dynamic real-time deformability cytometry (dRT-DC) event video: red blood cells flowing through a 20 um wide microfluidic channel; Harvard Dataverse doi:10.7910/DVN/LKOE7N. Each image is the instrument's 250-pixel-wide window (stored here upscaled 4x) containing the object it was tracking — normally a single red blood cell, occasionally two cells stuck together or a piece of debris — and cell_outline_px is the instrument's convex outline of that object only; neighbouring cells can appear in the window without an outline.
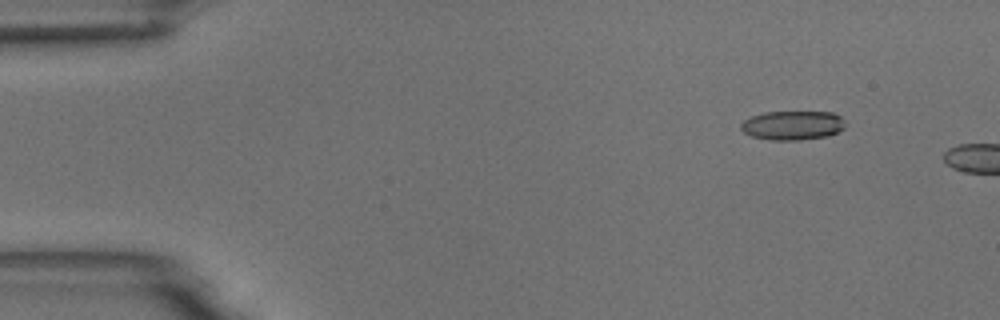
{"species": "common noctule bat (a hibernating species)", "species_latin": "Nyctalus noctula", "temperature_condition": "room temperature", "stored_images_in_passage": 4, "camera_frame_rate_fps": 3000, "um_per_image_px": 0.085, "animal": {"sex": "male", "body_mass_g": 18.8}, "frame": {"image": 1, "passage_image": 2, "time_ms": 1.333, "image_size_px": [1000, 320], "cell_outline_px": [[844, 128], [828, 136], [800, 140], [772, 140], [752, 136], [744, 132], [740, 128], [740, 124], [744, 120], [752, 116], [764, 112], [832, 112], [840, 116], [844, 120]], "centroid_in_image_um": [67.36, 10.65], "position_along_channel_um": 17.6, "area_um2": 17.69}}